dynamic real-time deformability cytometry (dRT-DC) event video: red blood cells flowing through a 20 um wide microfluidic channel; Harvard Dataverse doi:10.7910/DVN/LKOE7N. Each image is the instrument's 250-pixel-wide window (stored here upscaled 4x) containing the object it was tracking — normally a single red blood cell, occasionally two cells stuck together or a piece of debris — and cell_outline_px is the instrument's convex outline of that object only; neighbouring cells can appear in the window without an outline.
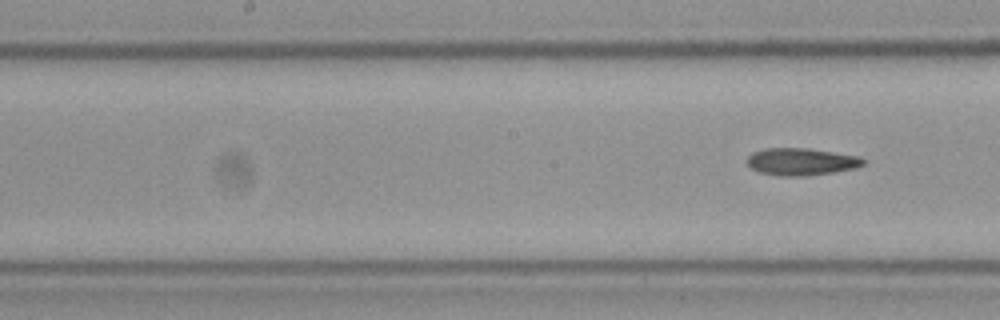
{"species": "Egyptian fruit bat (a non-hibernating species)", "species_latin": "Rousettus aegyptiacus", "temperature_condition": "cold", "stored_images_in_passage": 8, "segment_of_instrument_passage": [2, 2], "camera_frame_rate_fps": 3000, "um_per_image_px": 0.085, "frame": {"image": 1, "passage_image": 8, "time_ms": 2.333, "image_size_px": [1000, 320], "cell_outline_px": [[864, 164], [856, 168], [832, 172], [800, 176], [784, 176], [760, 172], [752, 168], [748, 164], [748, 156], [752, 152], [764, 148], [808, 148], [856, 156], [864, 160]], "centroid_in_image_um": [68.07, 13.73], "position_along_channel_um": 180.1, "area_um2": 18.09}}